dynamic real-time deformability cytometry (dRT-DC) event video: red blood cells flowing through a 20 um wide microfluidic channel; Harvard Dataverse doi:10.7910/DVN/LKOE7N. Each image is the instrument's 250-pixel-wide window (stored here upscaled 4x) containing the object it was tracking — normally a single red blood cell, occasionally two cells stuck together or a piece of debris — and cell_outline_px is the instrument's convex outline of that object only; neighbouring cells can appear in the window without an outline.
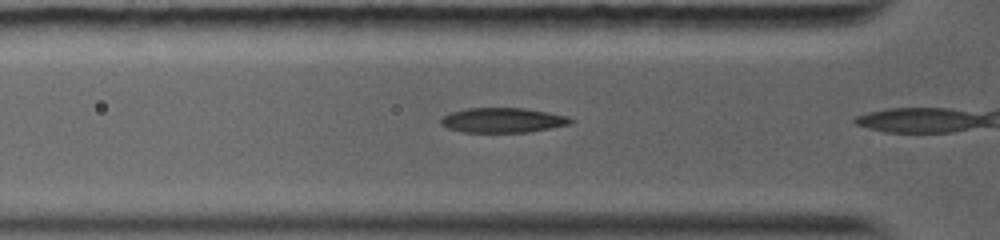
{"species": "common noctule bat (a hibernating species)", "species_latin": "Nyctalus noctula", "temperature_condition": "warm", "stored_images_in_passage": 4, "camera_frame_rate_fps": 5000, "um_per_image_px": 0.085, "animal": {"sex": "female", "body_mass_g": 19.0, "forearm_length_mm": 56.7}, "frame": {"image": 1, "passage_image": 3, "time_ms": 1.0, "image_size_px": [1000, 240], "cell_outline_px": [[572, 120], [568, 124], [528, 132], [464, 132], [448, 128], [440, 124], [440, 120], [444, 116], [452, 112], [468, 108], [524, 108], [548, 112], [568, 116]], "centroid_in_image_um": [42.7, 10.21], "position_along_channel_um": 83.1, "area_um2": 18.5}}